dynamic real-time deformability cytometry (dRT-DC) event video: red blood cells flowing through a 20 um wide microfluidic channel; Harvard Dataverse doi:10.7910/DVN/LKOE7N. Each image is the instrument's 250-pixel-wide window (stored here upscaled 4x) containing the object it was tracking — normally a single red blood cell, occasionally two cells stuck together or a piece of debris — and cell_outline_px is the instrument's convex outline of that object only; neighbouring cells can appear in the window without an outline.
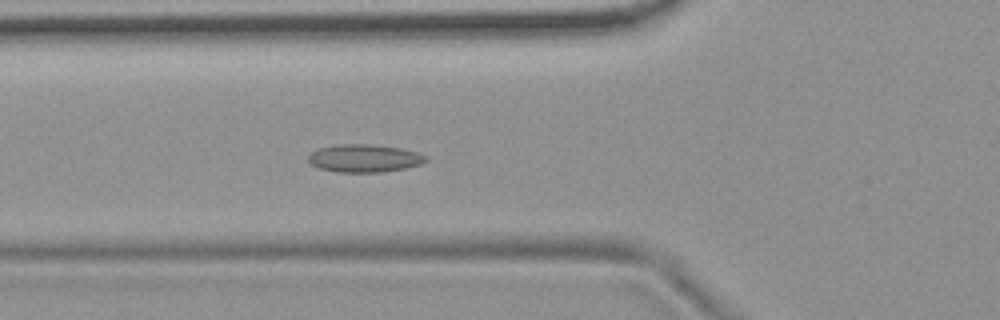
{"species": "common noctule bat (a hibernating species)", "species_latin": "Nyctalus noctula", "temperature_condition": "room temperature", "stored_images_in_passage": 50, "camera_frame_rate_fps": 3000, "um_per_image_px": 0.085, "animal": {"sex": "female", "body_mass_g": 19.9}, "frame": {"image": 1, "passage_image": 14, "time_ms": 4.333, "image_size_px": [1000, 320], "cell_outline_px": [[428, 160], [420, 164], [404, 168], [380, 172], [336, 172], [320, 168], [312, 164], [308, 160], [308, 156], [316, 148], [336, 144], [368, 144], [400, 148], [416, 152], [428, 156]], "centroid_in_image_um": [30.95, 13.44], "position_along_channel_um": 94.9, "area_um2": 19.02}}
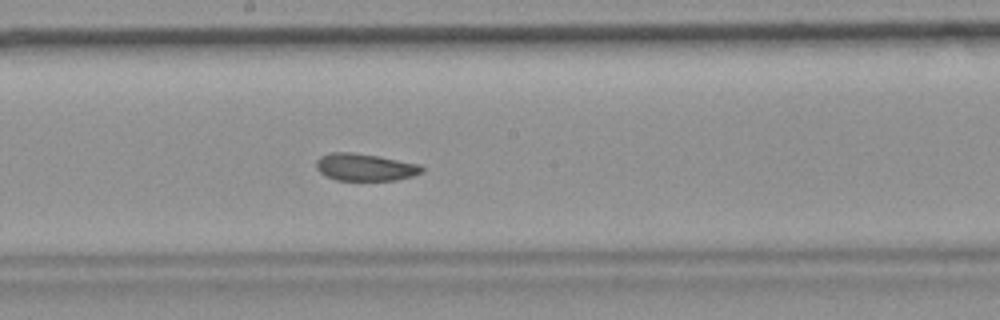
{"frame": {"image": 2, "passage_image": 24, "time_ms": 7.667, "image_size_px": [1000, 320], "cell_outline_px": [[424, 172], [412, 176], [396, 180], [336, 180], [320, 172], [316, 168], [316, 160], [320, 156], [328, 152], [352, 152], [376, 156], [420, 164], [424, 168]], "centroid_in_image_um": [31.02, 14.2], "position_along_channel_um": 217.2, "area_um2": 16.76}}
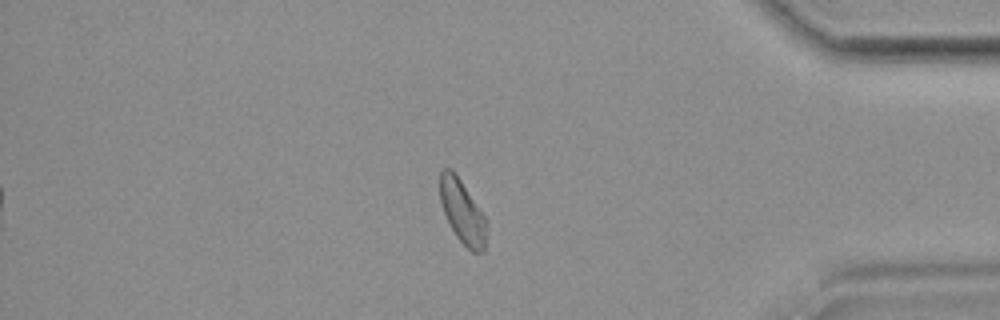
{"frame": {"image": 3, "passage_image": 41, "time_ms": 13.333, "image_size_px": [1000, 320], "cell_outline_px": [[488, 224], [484, 252], [472, 252], [456, 236], [444, 212], [440, 200], [440, 172], [444, 168], [452, 168], [484, 216]], "centroid_in_image_um": [39.32, 18.01], "position_along_channel_um": 395.9, "area_um2": 16.94}, "authors_computed_cell_mechanics": {"area_um2": 17.5134, "velocity_mm_per_s": 3.6779, "shape_relaxation_time_tau1_ms": null, "shape_relaxation_time_tau2_ms": 4.3025, "deformation_change_tau1": null, "deformation_change_tau2": 0.076}}